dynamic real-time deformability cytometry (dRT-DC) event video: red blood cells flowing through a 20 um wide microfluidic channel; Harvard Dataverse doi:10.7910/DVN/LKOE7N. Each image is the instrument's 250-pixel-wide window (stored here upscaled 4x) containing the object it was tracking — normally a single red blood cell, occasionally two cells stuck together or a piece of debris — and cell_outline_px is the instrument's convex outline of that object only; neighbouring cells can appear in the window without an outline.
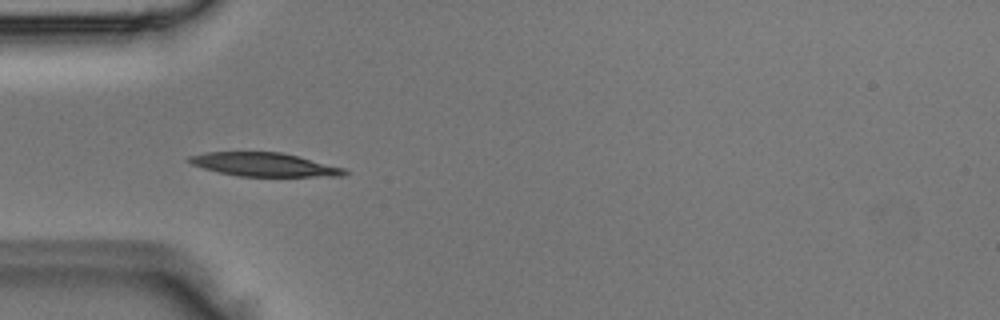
{"species": "Egyptian fruit bat (a non-hibernating species)", "species_latin": "Rousettus aegyptiacus", "temperature_condition": "room temperature", "stored_images_in_passage": 7, "camera_frame_rate_fps": 3000, "um_per_image_px": 0.085, "animal": {"sex": "male"}, "frame": {"image": 1, "passage_image": 5, "time_ms": 1.333, "image_size_px": [1000, 320], "cell_outline_px": [[348, 172], [344, 176], [240, 176], [220, 172], [204, 168], [192, 164], [184, 160], [188, 156], [204, 152], [280, 152], [300, 156], [344, 168]], "centroid_in_image_um": [22.44, 13.98], "position_along_channel_um": 62.6, "area_um2": 21.33}}
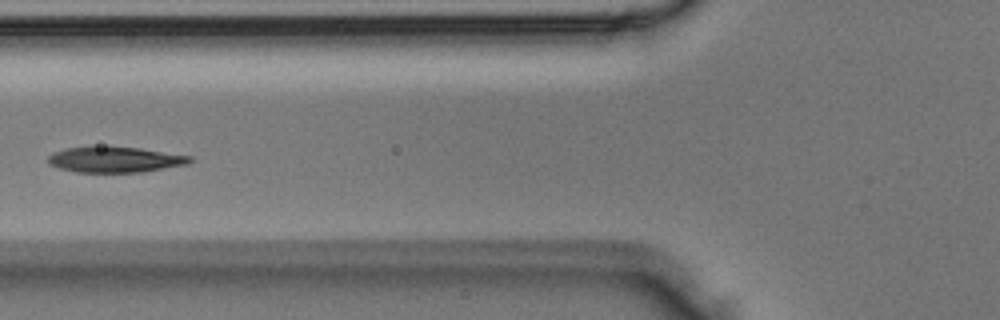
{"frame": {"image": 2, "passage_image": 6, "time_ms": 1.667, "image_size_px": [1000, 320], "cell_outline_px": [[192, 160], [188, 164], [140, 172], [76, 172], [60, 168], [48, 164], [48, 156], [64, 148], [92, 144], [140, 148], [192, 156]], "centroid_in_image_um": [9.73, 13.53], "position_along_channel_um": 116.1, "area_um2": 21.68}}